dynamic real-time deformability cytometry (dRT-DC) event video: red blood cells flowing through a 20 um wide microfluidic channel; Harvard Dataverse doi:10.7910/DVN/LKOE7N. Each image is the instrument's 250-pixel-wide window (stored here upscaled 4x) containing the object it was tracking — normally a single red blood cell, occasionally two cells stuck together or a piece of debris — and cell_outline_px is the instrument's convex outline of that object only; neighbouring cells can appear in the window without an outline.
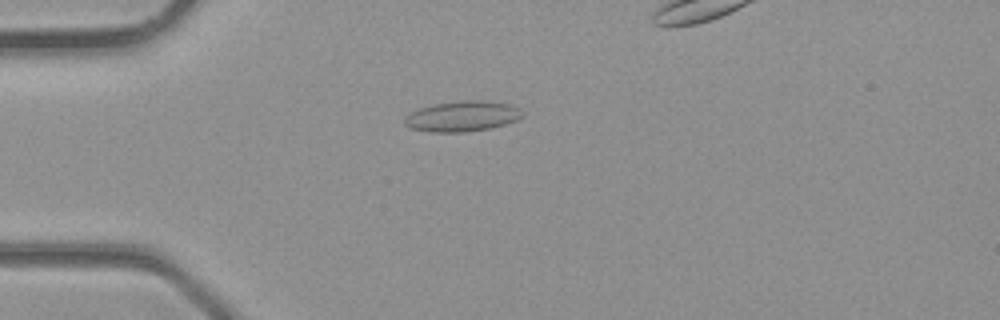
{"species": "common noctule bat (a hibernating species)", "species_latin": "Nyctalus noctula", "temperature_condition": "room temperature", "stored_images_in_passage": 27, "camera_frame_rate_fps": 3000, "um_per_image_px": 0.085, "animal": {"sex": "male", "body_mass_g": 23.1, "forearm_length_mm": 52.7}, "frame": {"image": 1, "passage_image": 3, "time_ms": 0.667, "image_size_px": [1000, 320], "cell_outline_px": [[524, 116], [516, 120], [504, 124], [488, 128], [464, 132], [432, 132], [412, 128], [404, 124], [404, 116], [420, 108], [436, 104], [464, 100], [480, 100], [512, 104], [520, 108]], "centroid_in_image_um": [39.31, 9.87], "position_along_channel_um": 45.7, "area_um2": 20.75}}
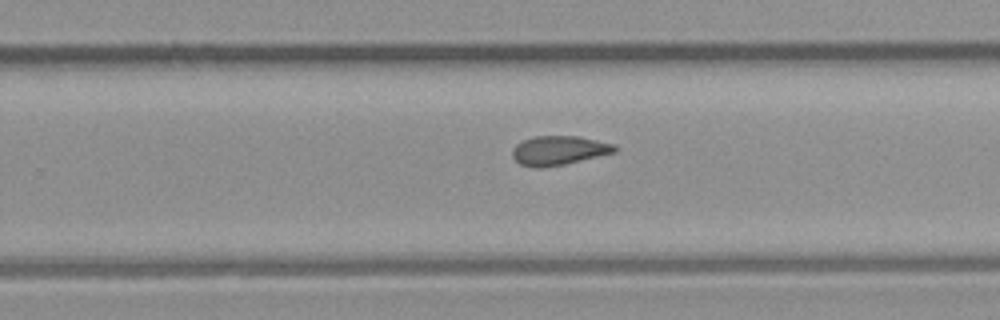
{"frame": {"image": 2, "passage_image": 17, "time_ms": 5.333, "image_size_px": [1000, 320], "cell_outline_px": [[616, 152], [564, 164], [540, 168], [532, 168], [520, 164], [512, 156], [512, 148], [516, 144], [532, 136], [580, 136], [612, 144], [616, 148]], "centroid_in_image_um": [47.45, 12.79], "position_along_channel_um": 282.3, "area_um2": 17.34}}
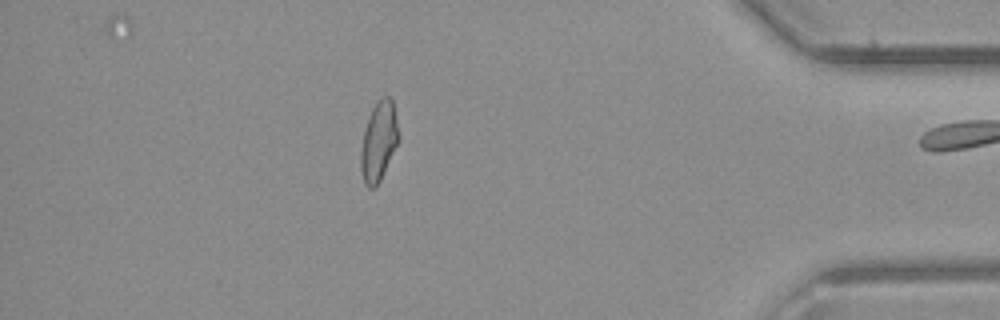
{"frame": {"image": 3, "passage_image": 26, "time_ms": 8.333, "image_size_px": [1000, 320], "cell_outline_px": [[400, 140], [380, 180], [372, 188], [368, 188], [364, 184], [360, 168], [360, 152], [364, 132], [368, 116], [372, 108], [380, 96], [388, 96], [392, 100], [400, 136]], "centroid_in_image_um": [32.19, 12.0], "position_along_channel_um": 403.0, "area_um2": 17.63}}